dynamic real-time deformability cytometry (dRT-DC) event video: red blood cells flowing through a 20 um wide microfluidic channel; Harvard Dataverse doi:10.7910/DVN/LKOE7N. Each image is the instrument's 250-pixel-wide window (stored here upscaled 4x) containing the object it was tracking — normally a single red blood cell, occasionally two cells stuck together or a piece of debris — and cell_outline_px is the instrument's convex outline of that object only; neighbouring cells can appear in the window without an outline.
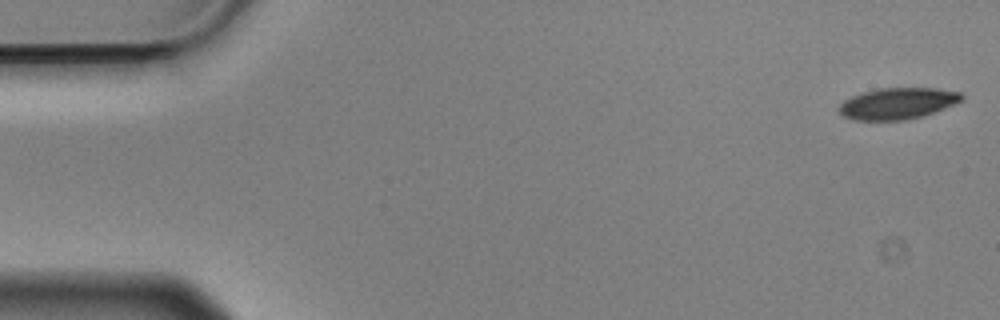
{"species": "Egyptian fruit bat (a non-hibernating species)", "species_latin": "Rousettus aegyptiacus", "temperature_condition": "cold", "stored_images_in_passage": 16, "camera_frame_rate_fps": 3000, "um_per_image_px": 0.085, "animal": {"sex": "male"}, "frame": {"image": 1, "passage_image": 1, "time_ms": 0.0, "image_size_px": [1000, 320], "cell_outline_px": [[964, 100], [932, 112], [920, 116], [904, 120], [852, 120], [844, 116], [840, 112], [840, 104], [844, 100], [852, 96], [864, 92], [880, 88], [936, 88], [960, 92], [964, 96]], "centroid_in_image_um": [76.3, 8.78], "position_along_channel_um": 8.7, "area_um2": 22.14}}
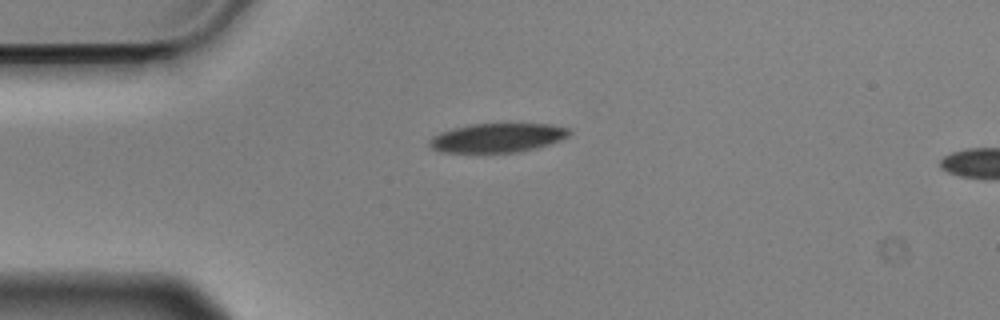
{"frame": {"image": 2, "passage_image": 13, "time_ms": 4.0, "image_size_px": [1000, 320], "cell_outline_px": [[572, 132], [568, 136], [560, 140], [536, 148], [520, 152], [440, 152], [432, 148], [428, 144], [428, 140], [432, 136], [440, 132], [452, 128], [472, 124], [548, 124], [568, 128]], "centroid_in_image_um": [42.25, 11.71], "position_along_channel_um": 42.7, "area_um2": 23.64}}